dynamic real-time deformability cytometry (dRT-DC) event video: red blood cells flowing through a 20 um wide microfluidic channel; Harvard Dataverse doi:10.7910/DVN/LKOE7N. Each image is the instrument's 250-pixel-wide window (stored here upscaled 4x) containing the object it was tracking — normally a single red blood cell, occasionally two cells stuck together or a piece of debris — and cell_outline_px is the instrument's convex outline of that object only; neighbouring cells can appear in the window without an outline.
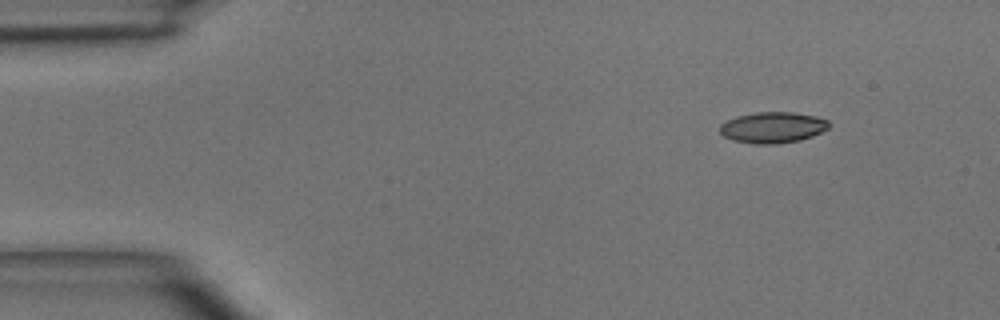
{"species": "common noctule bat (a hibernating species)", "species_latin": "Nyctalus noctula", "temperature_condition": "room temperature", "stored_images_in_passage": 3, "camera_frame_rate_fps": 3000, "um_per_image_px": 0.085, "animal": {"sex": "male", "body_mass_g": 15.6}, "frame": {"image": 1, "passage_image": 1, "time_ms": 0.0, "image_size_px": [1000, 320], "cell_outline_px": [[828, 128], [812, 136], [800, 140], [776, 144], [756, 144], [732, 140], [724, 136], [720, 132], [720, 124], [736, 116], [756, 112], [792, 112], [816, 116], [828, 120]], "centroid_in_image_um": [65.66, 10.83], "position_along_channel_um": 19.3, "area_um2": 19.65}}